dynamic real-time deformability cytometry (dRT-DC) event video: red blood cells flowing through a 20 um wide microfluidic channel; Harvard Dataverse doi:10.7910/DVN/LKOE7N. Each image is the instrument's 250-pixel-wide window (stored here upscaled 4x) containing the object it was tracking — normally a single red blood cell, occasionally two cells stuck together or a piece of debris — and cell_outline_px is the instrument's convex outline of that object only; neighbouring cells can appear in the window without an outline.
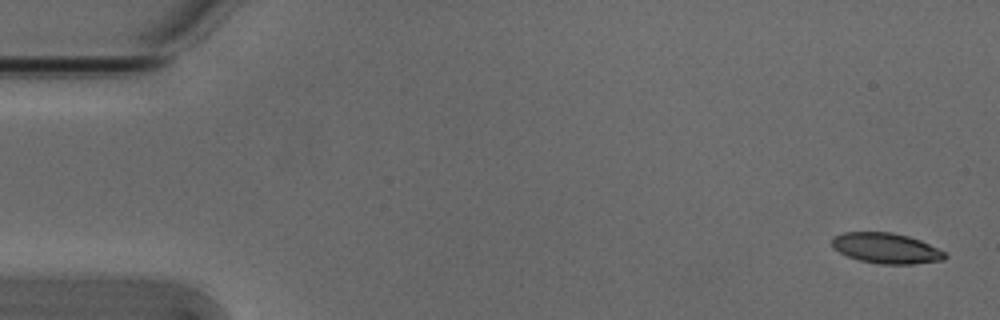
{"species": "Egyptian fruit bat (a non-hibernating species)", "species_latin": "Rousettus aegyptiacus", "temperature_condition": "cold", "stored_images_in_passage": 4, "camera_frame_rate_fps": 3000, "um_per_image_px": 0.085, "animal": {"sex": "male"}, "frame": {"image": 1, "passage_image": 1, "time_ms": 0.0, "image_size_px": [1000, 320], "cell_outline_px": [[948, 256], [944, 260], [912, 264], [880, 264], [860, 260], [848, 256], [832, 248], [832, 236], [844, 232], [892, 232], [908, 236], [920, 240], [944, 252]], "centroid_in_image_um": [75.3, 21.09], "position_along_channel_um": 9.7, "area_um2": 20.0}}
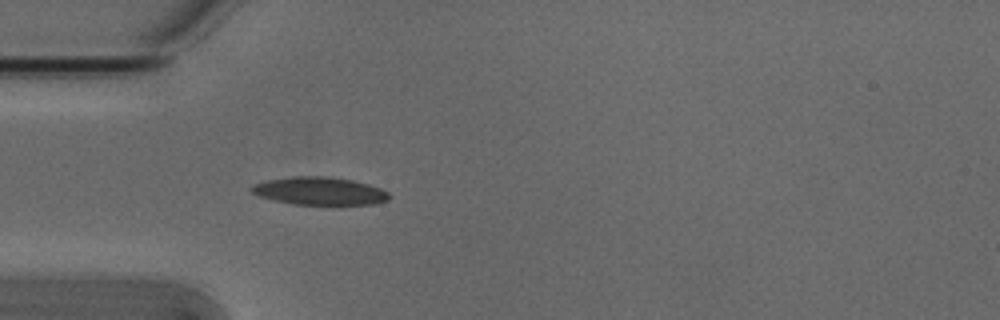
{"frame": {"image": 2, "passage_image": 4, "time_ms": 1.0, "image_size_px": [1000, 320], "cell_outline_px": [[392, 196], [388, 200], [376, 204], [292, 204], [260, 196], [252, 192], [248, 188], [252, 184], [268, 180], [292, 176], [328, 176], [352, 180], [368, 184], [380, 188], [388, 192]], "centroid_in_image_um": [27.17, 16.23], "position_along_channel_um": 57.8, "area_um2": 22.31}}